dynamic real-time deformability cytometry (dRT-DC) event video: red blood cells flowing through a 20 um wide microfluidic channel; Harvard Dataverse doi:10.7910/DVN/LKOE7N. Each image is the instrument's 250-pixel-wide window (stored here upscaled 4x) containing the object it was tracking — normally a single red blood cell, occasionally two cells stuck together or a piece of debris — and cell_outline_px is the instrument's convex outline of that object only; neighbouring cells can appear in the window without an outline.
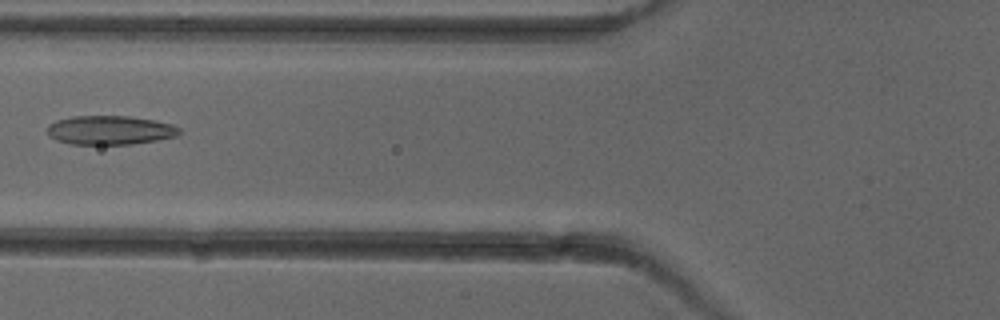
{"species": "common noctule bat (a hibernating species)", "species_latin": "Nyctalus noctula", "temperature_condition": "cold", "stored_images_in_passage": 6, "camera_frame_rate_fps": 3000, "um_per_image_px": 0.085, "animal": {"sex": "female"}, "frame": {"image": 1, "passage_image": 5, "time_ms": 6.0, "image_size_px": [1000, 320], "cell_outline_px": [[180, 132], [176, 136], [156, 140], [132, 144], [72, 144], [56, 140], [48, 132], [48, 124], [56, 120], [72, 116], [128, 116], [152, 120], [172, 124], [180, 128]], "centroid_in_image_um": [9.34, 11.06], "position_along_channel_um": 116.5, "area_um2": 22.14}}
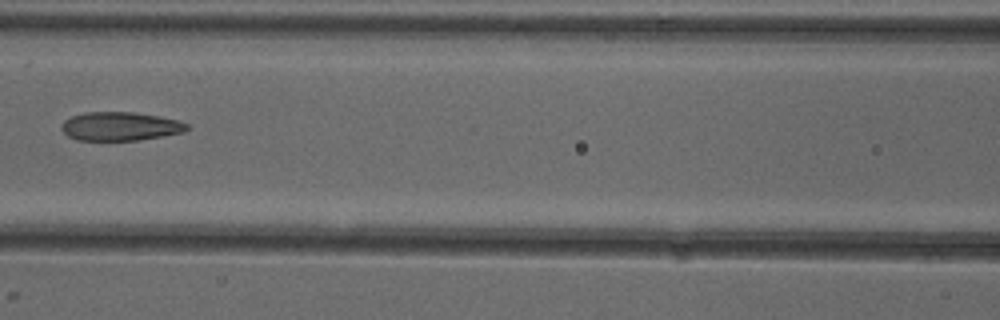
{"frame": {"image": 2, "passage_image": 6, "time_ms": 7.0, "image_size_px": [1000, 320], "cell_outline_px": [[188, 128], [184, 132], [136, 140], [76, 140], [68, 136], [60, 128], [60, 124], [64, 120], [72, 116], [84, 112], [132, 112], [160, 116], [176, 120], [188, 124]], "centroid_in_image_um": [10.17, 10.73], "position_along_channel_um": 156.4, "area_um2": 20.87}}